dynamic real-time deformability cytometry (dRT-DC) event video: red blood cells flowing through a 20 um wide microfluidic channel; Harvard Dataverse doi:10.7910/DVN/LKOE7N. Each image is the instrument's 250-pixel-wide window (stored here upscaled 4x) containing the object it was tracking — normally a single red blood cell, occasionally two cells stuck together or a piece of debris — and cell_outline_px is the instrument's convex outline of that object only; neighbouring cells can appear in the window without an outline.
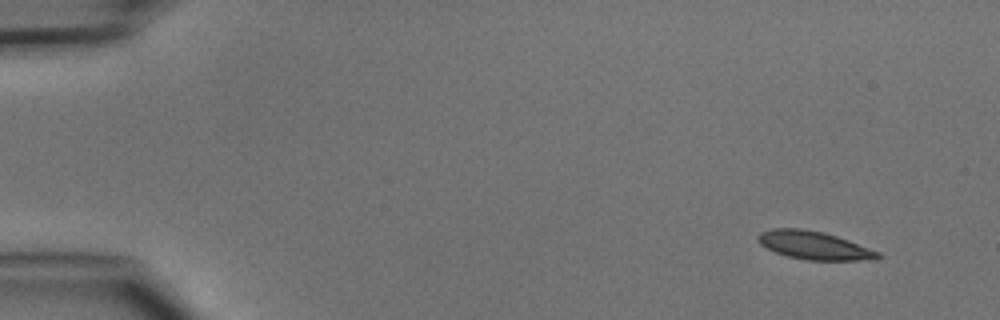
{"species": "common noctule bat (a hibernating species)", "species_latin": "Nyctalus noctula", "temperature_condition": "cold", "stored_images_in_passage": 3, "camera_frame_rate_fps": 3000, "um_per_image_px": 0.085, "animal": {"sex": "male", "body_mass_g": 15.6}, "frame": {"image": 1, "passage_image": 1, "time_ms": 0.0, "image_size_px": [1000, 320], "cell_outline_px": [[880, 256], [876, 260], [808, 260], [788, 256], [776, 252], [760, 244], [756, 240], [756, 236], [760, 232], [772, 228], [800, 228], [824, 232], [848, 240], [880, 252]], "centroid_in_image_um": [69.18, 20.85], "position_along_channel_um": 15.8, "area_um2": 19.65}}
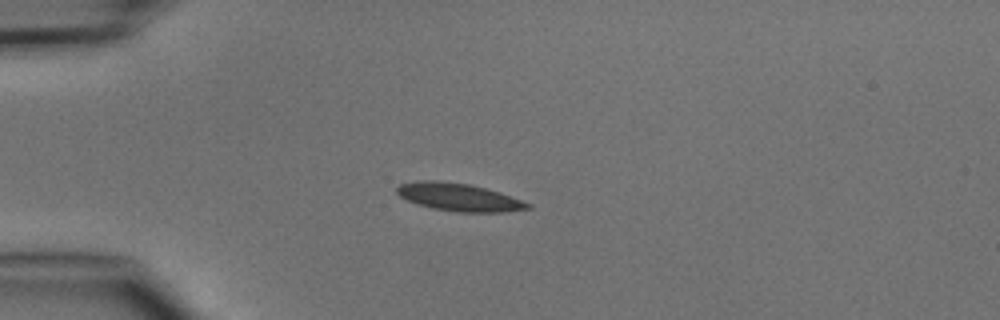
{"frame": {"image": 2, "passage_image": 3, "time_ms": 3.0, "image_size_px": [1000, 320], "cell_outline_px": [[532, 208], [504, 212], [456, 212], [432, 208], [408, 200], [400, 196], [396, 192], [396, 188], [400, 184], [416, 180], [440, 180], [468, 184], [500, 192], [532, 204]], "centroid_in_image_um": [39.01, 16.75], "position_along_channel_um": 46.0, "area_um2": 21.15}}